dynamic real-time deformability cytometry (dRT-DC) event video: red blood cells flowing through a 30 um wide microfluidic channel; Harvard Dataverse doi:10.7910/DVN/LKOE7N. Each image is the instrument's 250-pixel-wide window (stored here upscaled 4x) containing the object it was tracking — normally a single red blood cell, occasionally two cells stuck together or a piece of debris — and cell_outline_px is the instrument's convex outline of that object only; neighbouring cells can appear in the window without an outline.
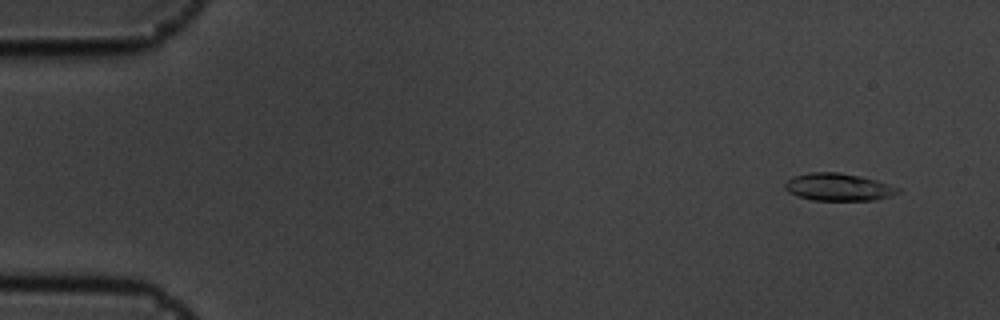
{"species": "common noctule bat (a hibernating species)", "species_latin": "Nyctalus noctula", "temperature_condition": "cold", "stored_images_in_passage": 53, "camera_frame_rate_fps": 3000, "um_per_image_px": 0.085, "animal": {"sex": "male", "body_mass_g": 19.5, "forearm_length_mm": 54.6}, "frame": {"image": 1, "passage_image": 1, "time_ms": 0.0, "image_size_px": [1000, 320], "cell_outline_px": [[900, 192], [892, 196], [876, 200], [812, 200], [796, 196], [788, 192], [784, 188], [784, 184], [792, 176], [812, 172], [840, 172], [860, 176], [876, 180], [900, 188]], "centroid_in_image_um": [71.25, 15.9], "position_along_channel_um": 13.8, "area_um2": 18.21}}
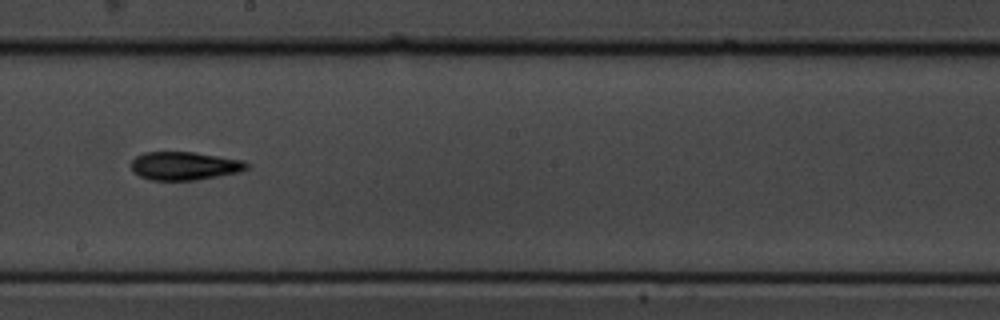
{"frame": {"image": 2, "passage_image": 29, "time_ms": 9.333, "image_size_px": [1000, 320], "cell_outline_px": [[248, 168], [240, 172], [196, 180], [152, 180], [140, 176], [132, 172], [132, 160], [136, 156], [144, 152], [196, 152], [244, 160], [248, 164]], "centroid_in_image_um": [15.69, 14.09], "position_along_channel_um": 232.5, "area_um2": 19.13}}
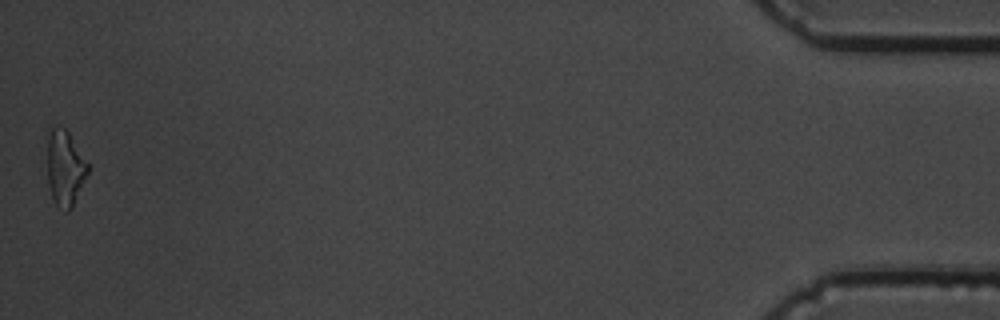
{"frame": {"image": 3, "passage_image": 53, "time_ms": 17.333, "image_size_px": [1000, 320], "cell_outline_px": [[88, 172], [72, 208], [68, 212], [64, 212], [56, 204], [52, 196], [48, 180], [48, 124], [64, 128], [68, 132], [88, 164]], "centroid_in_image_um": [5.51, 14.27], "position_along_channel_um": 429.7, "area_um2": 17.69}, "authors_computed_cell_mechanics": {"area_um2": 18.496, "velocity_mm_per_s": 3.5932, "shape_relaxation_time_tau1_ms": 4.7849, "shape_relaxation_time_tau2_ms": 4.3557, "deformation_change_tau1": 0.1538, "deformation_change_tau2": 0.1239}}